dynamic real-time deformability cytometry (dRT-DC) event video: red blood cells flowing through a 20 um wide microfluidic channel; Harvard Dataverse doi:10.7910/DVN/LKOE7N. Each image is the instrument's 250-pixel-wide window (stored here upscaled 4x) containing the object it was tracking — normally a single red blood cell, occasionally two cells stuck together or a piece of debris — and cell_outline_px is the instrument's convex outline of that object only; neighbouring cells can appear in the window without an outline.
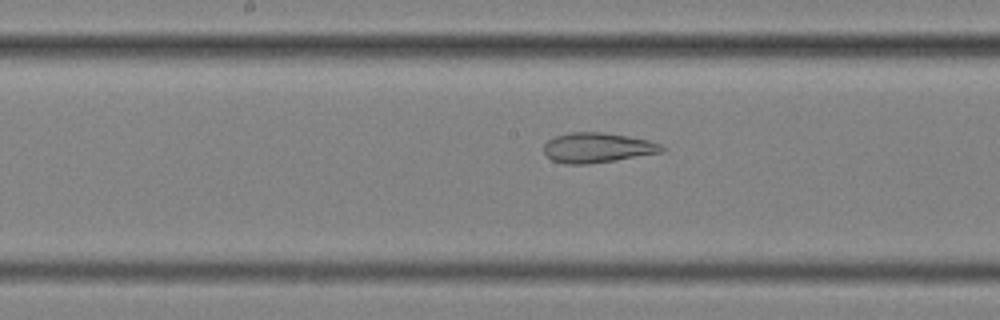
{"species": "common noctule bat (a hibernating species)", "species_latin": "Nyctalus noctula", "temperature_condition": "cold", "stored_images_in_passage": 40, "camera_frame_rate_fps": 3000, "um_per_image_px": 0.085, "animal": {"sex": "female", "body_mass_g": 25.1}, "frame": {"image": 1, "passage_image": 15, "time_ms": 4.667, "image_size_px": [1000, 320], "cell_outline_px": [[664, 148], [660, 152], [616, 160], [588, 164], [564, 164], [552, 160], [544, 152], [544, 144], [548, 140], [556, 136], [572, 132], [604, 132], [628, 136], [648, 140], [660, 144]], "centroid_in_image_um": [50.74, 12.55], "position_along_channel_um": 197.5, "area_um2": 20.4}}
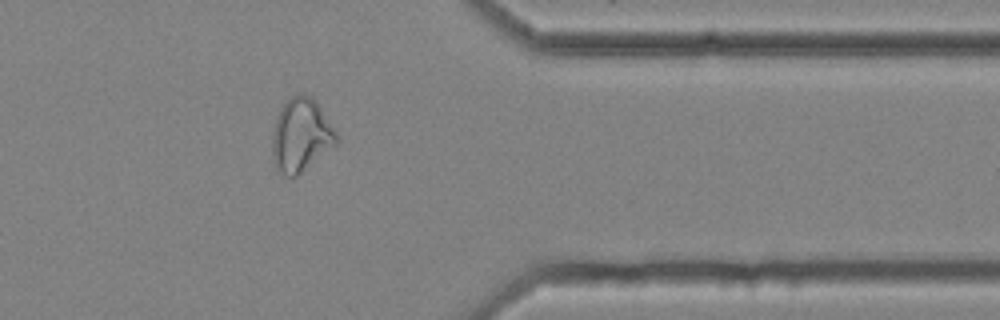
{"frame": {"image": 2, "passage_image": 32, "time_ms": 10.333, "image_size_px": [1000, 320], "cell_outline_px": [[336, 144], [296, 176], [284, 176], [276, 172], [272, 152], [272, 132], [276, 116], [280, 108], [292, 96], [304, 92], [312, 96], [316, 100], [336, 132]], "centroid_in_image_um": [25.54, 11.47], "position_along_channel_um": 385.9, "area_um2": 27.4}}
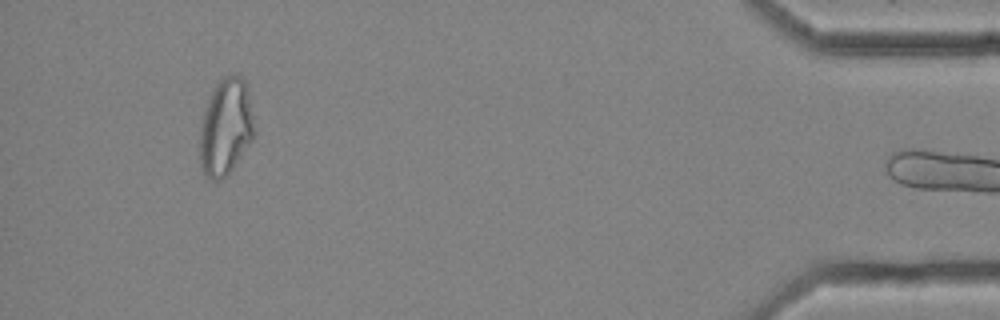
{"frame": {"image": 3, "passage_image": 39, "time_ms": 12.667, "image_size_px": [1000, 320], "cell_outline_px": [[256, 132], [252, 140], [232, 168], [220, 180], [216, 180], [204, 176], [200, 168], [200, 124], [212, 88], [224, 76], [232, 72], [240, 76], [244, 80], [248, 92]], "centroid_in_image_um": [19.18, 10.78], "position_along_channel_um": 416.0, "area_um2": 30.81}}